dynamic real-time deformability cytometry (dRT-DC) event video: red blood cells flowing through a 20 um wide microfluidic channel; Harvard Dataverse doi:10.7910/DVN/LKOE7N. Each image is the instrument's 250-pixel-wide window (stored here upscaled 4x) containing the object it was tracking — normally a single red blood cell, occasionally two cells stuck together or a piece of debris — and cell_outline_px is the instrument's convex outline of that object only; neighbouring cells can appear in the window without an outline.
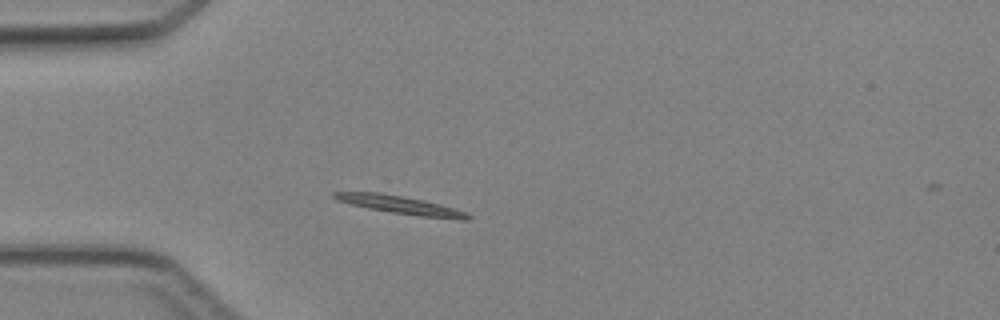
{"species": "Egyptian fruit bat (a non-hibernating species)", "species_latin": "Rousettus aegyptiacus", "temperature_condition": "cold", "stored_images_in_passage": 2, "camera_frame_rate_fps": 3000, "um_per_image_px": 0.085, "animal": {"sex": "female"}, "frame": {"image": 1, "passage_image": 2, "time_ms": 1.0, "image_size_px": [1000, 320], "cell_outline_px": [[472, 216], [468, 220], [460, 220], [420, 216], [392, 212], [368, 208], [336, 200], [332, 196], [332, 192], [380, 192], [404, 196], [440, 204], [456, 208], [468, 212]], "centroid_in_image_um": [34.11, 17.42], "position_along_channel_um": 50.9, "area_um2": 14.16}}